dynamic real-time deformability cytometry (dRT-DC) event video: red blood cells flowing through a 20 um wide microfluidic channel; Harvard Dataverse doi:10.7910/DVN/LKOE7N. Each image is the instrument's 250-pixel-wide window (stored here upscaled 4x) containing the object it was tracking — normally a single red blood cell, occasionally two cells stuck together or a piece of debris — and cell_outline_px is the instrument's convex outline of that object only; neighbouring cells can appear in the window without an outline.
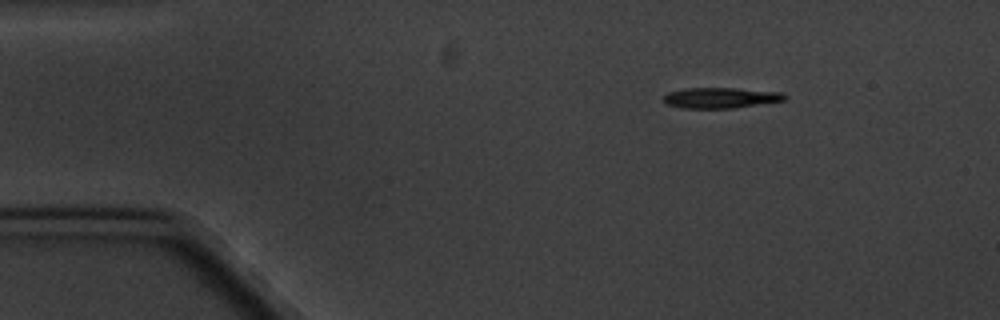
{"species": "common noctule bat (a hibernating species)", "species_latin": "Nyctalus noctula", "temperature_condition": "cold", "stored_images_in_passage": 5, "camera_frame_rate_fps": 3000, "um_per_image_px": 0.085, "animal": {"sex": "male", "body_mass_g": 20.1, "forearm_length_mm": 53.5}, "frame": {"image": 1, "passage_image": 2, "time_ms": 1.333, "image_size_px": [1000, 320], "cell_outline_px": [[788, 96], [784, 100], [732, 108], [680, 108], [668, 104], [664, 100], [664, 96], [668, 92], [684, 88], [736, 88], [784, 92]], "centroid_in_image_um": [61.27, 8.3], "position_along_channel_um": 23.7, "area_um2": 14.51}}
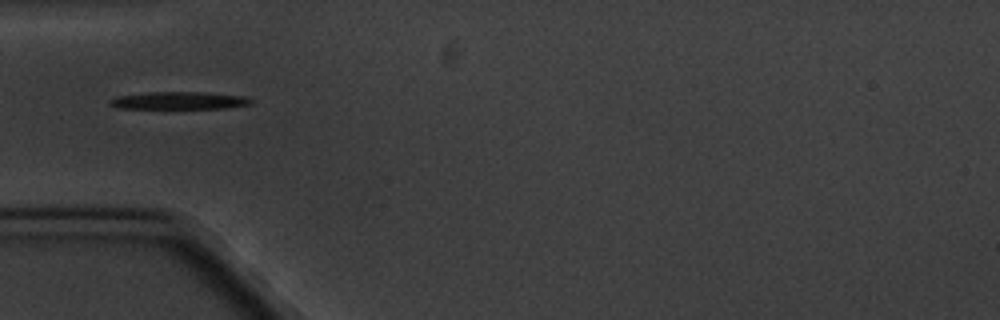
{"frame": {"image": 2, "passage_image": 5, "time_ms": 4.667, "image_size_px": [1000, 320], "cell_outline_px": [[252, 104], [228, 108], [116, 108], [108, 104], [108, 100], [116, 96], [152, 92], [200, 92], [244, 96], [252, 100]], "centroid_in_image_um": [15.19, 8.55], "position_along_channel_um": 69.8, "area_um2": 14.33}}